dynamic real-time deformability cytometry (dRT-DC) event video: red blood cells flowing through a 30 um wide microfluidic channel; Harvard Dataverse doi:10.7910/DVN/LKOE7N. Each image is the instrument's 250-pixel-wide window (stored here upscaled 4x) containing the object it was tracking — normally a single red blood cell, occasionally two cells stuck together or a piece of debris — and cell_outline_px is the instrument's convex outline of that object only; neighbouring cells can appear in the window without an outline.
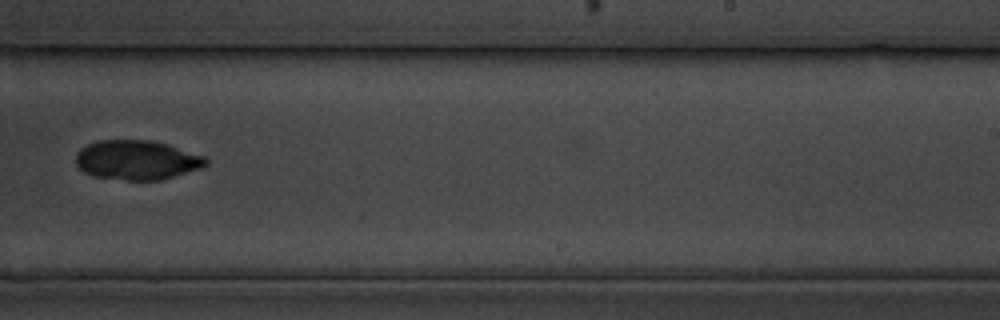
{"species": "common noctule bat (a hibernating species)", "species_latin": "Nyctalus noctula", "temperature_condition": "cold", "stored_images_in_passage": 16, "camera_frame_rate_fps": 3000, "um_per_image_px": 0.085, "animal": {"sex": "male", "body_mass_g": 19.5, "forearm_length_mm": 54.6}, "frame": {"image": 1, "passage_image": 10, "time_ms": 10.667, "image_size_px": [1000, 320], "cell_outline_px": [[208, 164], [200, 168], [160, 180], [128, 180], [92, 176], [84, 172], [76, 164], [76, 152], [80, 148], [96, 140], [152, 140], [168, 144], [204, 156], [208, 160]], "centroid_in_image_um": [11.61, 13.59], "position_along_channel_um": 277.4, "area_um2": 29.94}}
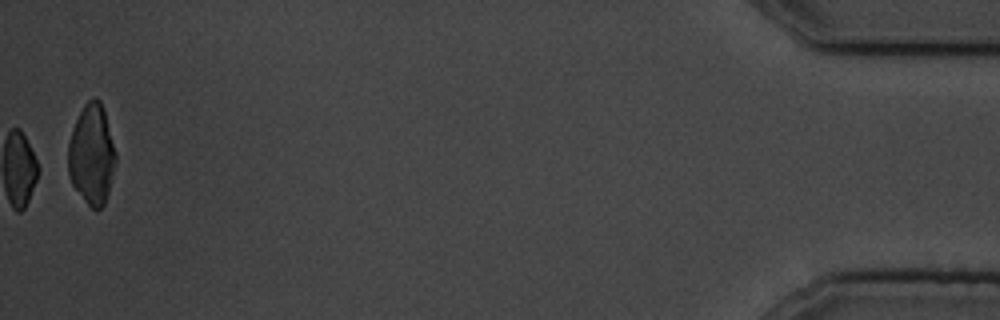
{"frame": {"image": 2, "passage_image": 16, "time_ms": 17.333, "image_size_px": [1000, 320], "cell_outline_px": [[116, 160], [108, 192], [104, 204], [100, 208], [92, 208], [84, 200], [72, 184], [68, 176], [68, 144], [72, 128], [84, 104], [92, 96], [100, 100], [104, 108], [116, 152]], "centroid_in_image_um": [7.79, 13.09], "position_along_channel_um": 427.4, "area_um2": 27.8}}